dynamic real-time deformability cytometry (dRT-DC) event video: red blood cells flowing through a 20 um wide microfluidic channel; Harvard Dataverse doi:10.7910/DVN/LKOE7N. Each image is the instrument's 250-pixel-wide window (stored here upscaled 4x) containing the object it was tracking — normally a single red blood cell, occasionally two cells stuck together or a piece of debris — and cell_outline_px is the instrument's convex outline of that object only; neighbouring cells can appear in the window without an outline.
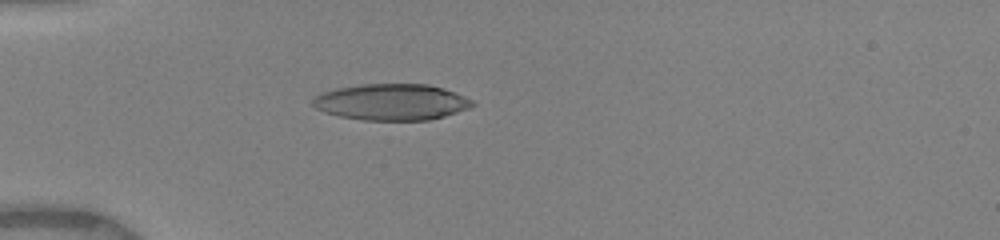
{"species": "human", "species_latin": "Homo sapiens", "temperature_condition": "warm", "stored_images_in_passage": 12, "camera_frame_rate_fps": 3000, "um_per_image_px": 0.085, "donor": {"sex": "female"}, "frame": {"image": 1, "passage_image": 11, "time_ms": 5.0, "image_size_px": [1000, 240], "cell_outline_px": [[476, 104], [468, 108], [444, 116], [428, 120], [364, 120], [340, 116], [324, 112], [316, 108], [312, 104], [312, 100], [320, 92], [336, 88], [360, 84], [428, 84], [444, 88], [456, 92], [472, 100]], "centroid_in_image_um": [33.27, 8.66], "position_along_channel_um": 51.7, "area_um2": 33.81}}